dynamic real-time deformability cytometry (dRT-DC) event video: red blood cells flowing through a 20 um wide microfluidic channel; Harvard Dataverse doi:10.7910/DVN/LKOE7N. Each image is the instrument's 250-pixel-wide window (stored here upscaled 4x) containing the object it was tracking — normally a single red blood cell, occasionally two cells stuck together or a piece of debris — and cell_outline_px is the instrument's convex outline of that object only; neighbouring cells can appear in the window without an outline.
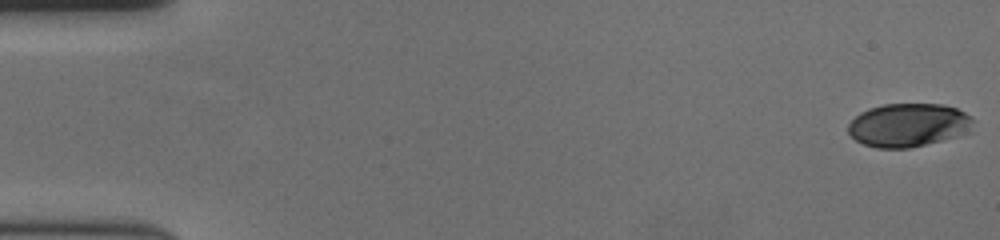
{"species": "human", "species_latin": "Homo sapiens", "temperature_condition": "cold", "stored_images_in_passage": 59, "camera_frame_rate_fps": 3000, "um_per_image_px": 0.085, "donor": {"sex": "female"}, "frame": {"image": 1, "passage_image": 1, "time_ms": 0.0, "image_size_px": [1000, 240], "cell_outline_px": [[976, 120], [972, 132], [908, 148], [876, 148], [864, 144], [856, 140], [848, 132], [848, 124], [860, 112], [868, 108], [884, 104], [944, 104], [956, 108], [972, 116]], "centroid_in_image_um": [77.26, 10.62], "position_along_channel_um": 7.7, "area_um2": 31.85}}
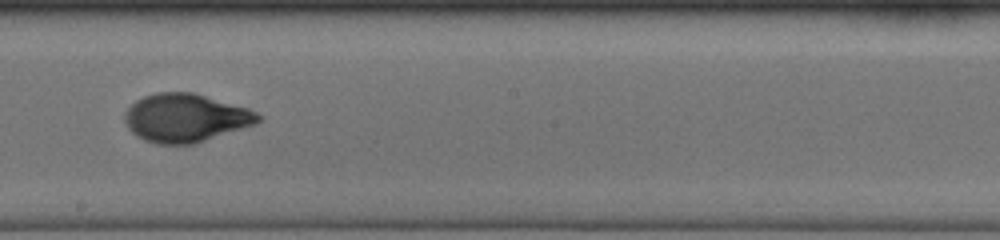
{"frame": {"image": 2, "passage_image": 34, "time_ms": 11.0, "image_size_px": [1000, 240], "cell_outline_px": [[264, 116], [256, 124], [192, 144], [156, 144], [144, 140], [136, 136], [128, 128], [124, 120], [124, 112], [136, 100], [144, 96], [156, 92], [192, 92], [248, 108]], "centroid_in_image_um": [15.76, 10.02], "position_along_channel_um": 232.4, "area_um2": 37.51}}
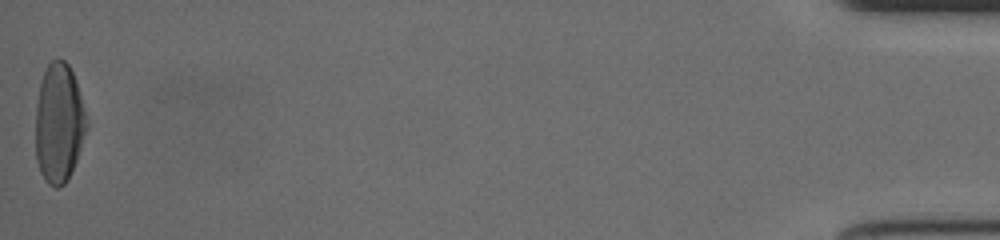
{"frame": {"image": 3, "passage_image": 59, "time_ms": 19.333, "image_size_px": [1000, 240], "cell_outline_px": [[88, 128], [76, 160], [68, 180], [64, 184], [56, 188], [48, 184], [44, 180], [40, 172], [36, 160], [36, 104], [40, 84], [44, 72], [48, 64], [52, 60], [64, 60], [68, 64], [76, 80], [80, 92], [88, 120]], "centroid_in_image_um": [5.02, 10.49], "position_along_channel_um": 430.2, "area_um2": 35.72}, "authors_computed_cell_mechanics": {"area_um2": 35.4314, "velocity_mm_per_s": 3.5507, "shape_relaxation_time_tau1_ms": 3.4251, "shape_relaxation_time_tau2_ms": 0.8636, "deformation_change_tau1": 0.1806, "deformation_change_tau2": 0.0543}}